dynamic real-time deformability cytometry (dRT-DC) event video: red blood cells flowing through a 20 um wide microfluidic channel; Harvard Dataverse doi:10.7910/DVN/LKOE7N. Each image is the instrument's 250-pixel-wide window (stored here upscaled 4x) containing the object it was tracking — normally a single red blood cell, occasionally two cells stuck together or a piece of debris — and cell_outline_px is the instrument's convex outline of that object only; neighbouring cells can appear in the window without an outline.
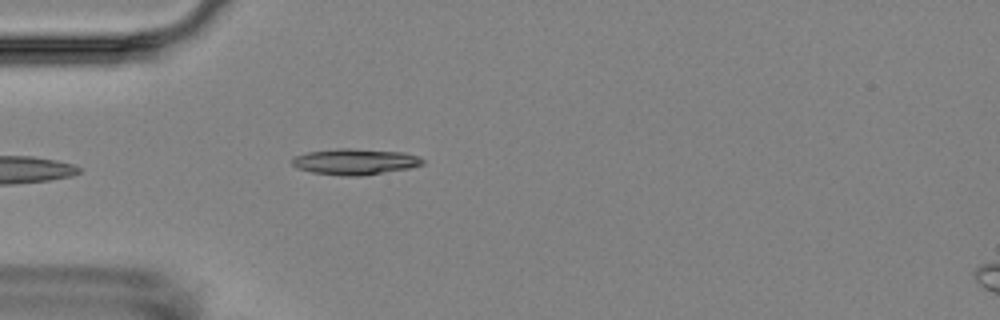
{"species": "Egyptian fruit bat (a non-hibernating species)", "species_latin": "Rousettus aegyptiacus", "temperature_condition": "room temperature", "stored_images_in_passage": 5, "camera_frame_rate_fps": 3000, "um_per_image_px": 0.085, "animal": {"sex": "female"}, "frame": {"image": 1, "passage_image": 5, "time_ms": 4.333, "image_size_px": [1000, 320], "cell_outline_px": [[424, 164], [408, 168], [360, 176], [344, 176], [312, 172], [296, 168], [288, 160], [292, 156], [308, 152], [336, 148], [352, 148], [404, 152], [420, 156], [424, 160]], "centroid_in_image_um": [30.13, 13.73], "position_along_channel_um": 54.9, "area_um2": 20.0}}